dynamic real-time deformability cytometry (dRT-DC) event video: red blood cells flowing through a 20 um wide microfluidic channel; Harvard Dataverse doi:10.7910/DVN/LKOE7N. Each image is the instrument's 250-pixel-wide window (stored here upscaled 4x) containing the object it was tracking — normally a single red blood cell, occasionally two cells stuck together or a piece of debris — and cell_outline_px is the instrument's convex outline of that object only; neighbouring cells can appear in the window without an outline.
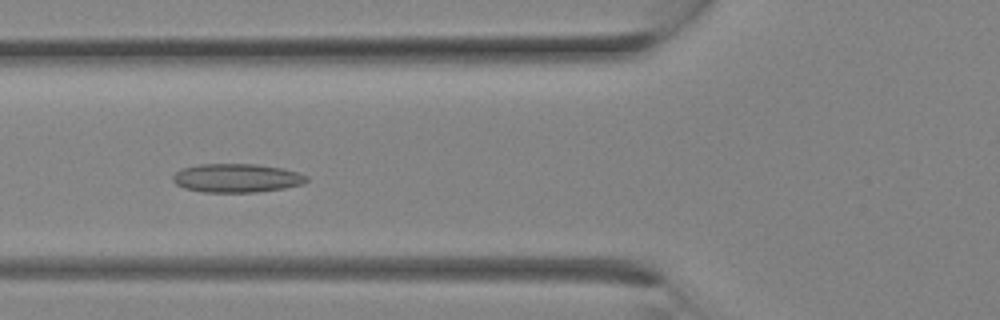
{"species": "Egyptian fruit bat (a non-hibernating species)", "species_latin": "Rousettus aegyptiacus", "temperature_condition": "room temperature", "stored_images_in_passage": 20, "camera_frame_rate_fps": 3000, "um_per_image_px": 0.085, "animal": {"sex": "female"}, "frame": {"image": 1, "passage_image": 10, "time_ms": 3.0, "image_size_px": [1000, 320], "cell_outline_px": [[308, 180], [304, 184], [284, 188], [256, 192], [204, 192], [184, 188], [176, 184], [172, 180], [172, 176], [180, 168], [196, 164], [256, 164], [280, 168], [296, 172], [308, 176]], "centroid_in_image_um": [20.08, 15.13], "position_along_channel_um": 105.7, "area_um2": 22.43}}
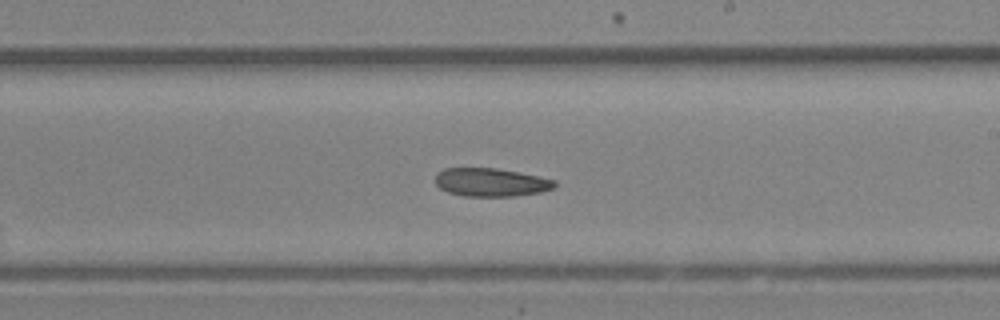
{"frame": {"image": 2, "passage_image": 16, "time_ms": 5.0, "image_size_px": [1000, 320], "cell_outline_px": [[556, 184], [552, 188], [540, 192], [516, 196], [464, 196], [448, 192], [440, 188], [436, 184], [436, 172], [444, 168], [496, 168], [540, 176], [556, 180]], "centroid_in_image_um": [41.72, 15.49], "position_along_channel_um": 247.3, "area_um2": 19.71}}
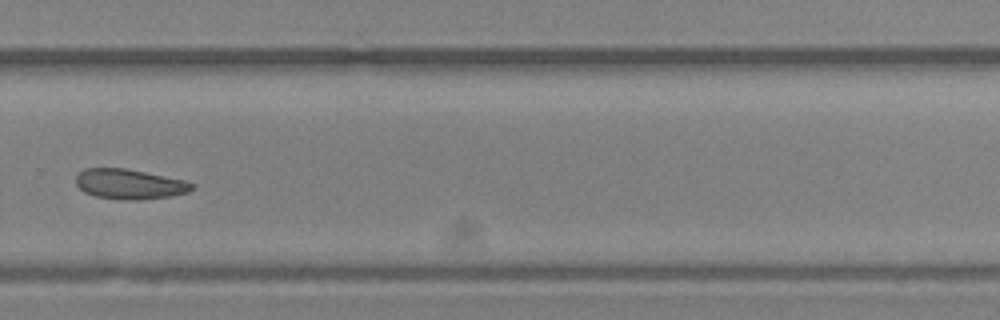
{"frame": {"image": 3, "passage_image": 19, "time_ms": 6.0, "image_size_px": [1000, 320], "cell_outline_px": [[196, 188], [188, 192], [168, 196], [136, 200], [120, 200], [96, 196], [84, 192], [76, 184], [76, 176], [84, 168], [124, 168], [184, 180], [196, 184]], "centroid_in_image_um": [11.01, 15.65], "position_along_channel_um": 318.8, "area_um2": 20.23}}